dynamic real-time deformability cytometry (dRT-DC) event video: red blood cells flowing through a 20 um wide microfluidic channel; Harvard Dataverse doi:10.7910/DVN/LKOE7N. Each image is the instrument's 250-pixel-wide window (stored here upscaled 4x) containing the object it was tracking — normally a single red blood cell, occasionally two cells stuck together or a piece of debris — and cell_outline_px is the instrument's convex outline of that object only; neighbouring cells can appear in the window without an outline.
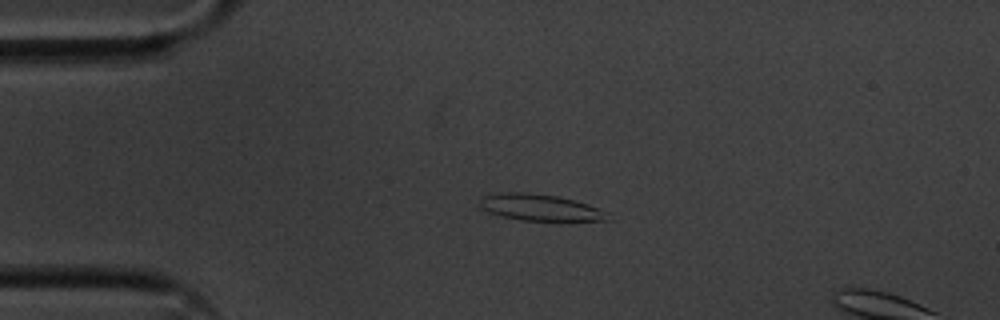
{"species": "common noctule bat (a hibernating species)", "species_latin": "Nyctalus noctula", "temperature_condition": "cold", "stored_images_in_passage": 15, "camera_frame_rate_fps": 3000, "um_per_image_px": 0.085, "animal": {"sex": "male", "body_mass_g": 20.1, "forearm_length_mm": 53.5}, "frame": {"image": 1, "passage_image": 11, "time_ms": 3.333, "image_size_px": [1000, 320], "cell_outline_px": [[612, 220], [520, 220], [500, 216], [488, 212], [480, 208], [480, 196], [500, 192], [528, 192], [556, 196], [576, 200], [588, 204], [608, 212]], "centroid_in_image_um": [45.88, 17.62], "position_along_channel_um": 39.1, "area_um2": 19.88}}